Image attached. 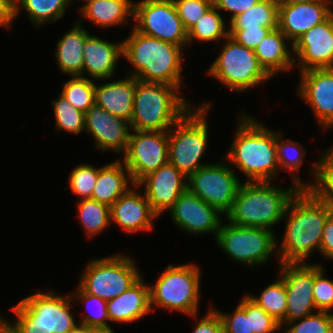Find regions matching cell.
Instances as JSON below:
<instances>
[{
    "label": "cell",
    "mask_w": 333,
    "mask_h": 333,
    "mask_svg": "<svg viewBox=\"0 0 333 333\" xmlns=\"http://www.w3.org/2000/svg\"><path fill=\"white\" fill-rule=\"evenodd\" d=\"M332 213L333 207L318 201L307 189H300L286 208L285 232L279 246L276 240L279 263H307L315 249L320 253L324 225Z\"/></svg>",
    "instance_id": "obj_1"
},
{
    "label": "cell",
    "mask_w": 333,
    "mask_h": 333,
    "mask_svg": "<svg viewBox=\"0 0 333 333\" xmlns=\"http://www.w3.org/2000/svg\"><path fill=\"white\" fill-rule=\"evenodd\" d=\"M241 114L225 160L246 176V182L273 181L280 170L276 153V131Z\"/></svg>",
    "instance_id": "obj_2"
},
{
    "label": "cell",
    "mask_w": 333,
    "mask_h": 333,
    "mask_svg": "<svg viewBox=\"0 0 333 333\" xmlns=\"http://www.w3.org/2000/svg\"><path fill=\"white\" fill-rule=\"evenodd\" d=\"M181 46L144 35L134 28L123 40V56L135 71L130 76L139 81L182 85Z\"/></svg>",
    "instance_id": "obj_3"
},
{
    "label": "cell",
    "mask_w": 333,
    "mask_h": 333,
    "mask_svg": "<svg viewBox=\"0 0 333 333\" xmlns=\"http://www.w3.org/2000/svg\"><path fill=\"white\" fill-rule=\"evenodd\" d=\"M272 181L242 182L231 209L225 214L231 224L271 230L283 220L290 200L301 189L296 184L282 189Z\"/></svg>",
    "instance_id": "obj_4"
},
{
    "label": "cell",
    "mask_w": 333,
    "mask_h": 333,
    "mask_svg": "<svg viewBox=\"0 0 333 333\" xmlns=\"http://www.w3.org/2000/svg\"><path fill=\"white\" fill-rule=\"evenodd\" d=\"M177 86L138 81L130 126L138 131H169L193 106Z\"/></svg>",
    "instance_id": "obj_5"
},
{
    "label": "cell",
    "mask_w": 333,
    "mask_h": 333,
    "mask_svg": "<svg viewBox=\"0 0 333 333\" xmlns=\"http://www.w3.org/2000/svg\"><path fill=\"white\" fill-rule=\"evenodd\" d=\"M71 302L70 294L50 290L34 293L11 308L16 315L11 325L18 333H67L78 324Z\"/></svg>",
    "instance_id": "obj_6"
},
{
    "label": "cell",
    "mask_w": 333,
    "mask_h": 333,
    "mask_svg": "<svg viewBox=\"0 0 333 333\" xmlns=\"http://www.w3.org/2000/svg\"><path fill=\"white\" fill-rule=\"evenodd\" d=\"M210 103L192 106L168 131L169 162L186 177L208 164L201 163L208 141Z\"/></svg>",
    "instance_id": "obj_7"
},
{
    "label": "cell",
    "mask_w": 333,
    "mask_h": 333,
    "mask_svg": "<svg viewBox=\"0 0 333 333\" xmlns=\"http://www.w3.org/2000/svg\"><path fill=\"white\" fill-rule=\"evenodd\" d=\"M200 268L193 263L168 265L150 288V305L196 318L200 299ZM154 305V306H153Z\"/></svg>",
    "instance_id": "obj_8"
},
{
    "label": "cell",
    "mask_w": 333,
    "mask_h": 333,
    "mask_svg": "<svg viewBox=\"0 0 333 333\" xmlns=\"http://www.w3.org/2000/svg\"><path fill=\"white\" fill-rule=\"evenodd\" d=\"M207 71L230 90L245 91L272 78L259 64L254 50L237 43L229 35Z\"/></svg>",
    "instance_id": "obj_9"
},
{
    "label": "cell",
    "mask_w": 333,
    "mask_h": 333,
    "mask_svg": "<svg viewBox=\"0 0 333 333\" xmlns=\"http://www.w3.org/2000/svg\"><path fill=\"white\" fill-rule=\"evenodd\" d=\"M136 266L133 258L121 254L92 259L82 272L78 285L85 293L108 301L125 292L141 278V272Z\"/></svg>",
    "instance_id": "obj_10"
},
{
    "label": "cell",
    "mask_w": 333,
    "mask_h": 333,
    "mask_svg": "<svg viewBox=\"0 0 333 333\" xmlns=\"http://www.w3.org/2000/svg\"><path fill=\"white\" fill-rule=\"evenodd\" d=\"M276 235L265 228L221 223L217 245L234 261L253 267L265 264L276 252Z\"/></svg>",
    "instance_id": "obj_11"
},
{
    "label": "cell",
    "mask_w": 333,
    "mask_h": 333,
    "mask_svg": "<svg viewBox=\"0 0 333 333\" xmlns=\"http://www.w3.org/2000/svg\"><path fill=\"white\" fill-rule=\"evenodd\" d=\"M133 28L150 37L181 46L188 45L187 30L173 0H142L133 4Z\"/></svg>",
    "instance_id": "obj_12"
},
{
    "label": "cell",
    "mask_w": 333,
    "mask_h": 333,
    "mask_svg": "<svg viewBox=\"0 0 333 333\" xmlns=\"http://www.w3.org/2000/svg\"><path fill=\"white\" fill-rule=\"evenodd\" d=\"M227 165L211 162L187 177V189L222 214L231 209L241 185L238 175Z\"/></svg>",
    "instance_id": "obj_13"
},
{
    "label": "cell",
    "mask_w": 333,
    "mask_h": 333,
    "mask_svg": "<svg viewBox=\"0 0 333 333\" xmlns=\"http://www.w3.org/2000/svg\"><path fill=\"white\" fill-rule=\"evenodd\" d=\"M134 131L130 133L121 161L137 185L145 176L169 161V146L168 131Z\"/></svg>",
    "instance_id": "obj_14"
},
{
    "label": "cell",
    "mask_w": 333,
    "mask_h": 333,
    "mask_svg": "<svg viewBox=\"0 0 333 333\" xmlns=\"http://www.w3.org/2000/svg\"><path fill=\"white\" fill-rule=\"evenodd\" d=\"M279 277L284 280L286 289V314L280 322L285 324L309 316L316 311L313 299V264L279 263Z\"/></svg>",
    "instance_id": "obj_15"
},
{
    "label": "cell",
    "mask_w": 333,
    "mask_h": 333,
    "mask_svg": "<svg viewBox=\"0 0 333 333\" xmlns=\"http://www.w3.org/2000/svg\"><path fill=\"white\" fill-rule=\"evenodd\" d=\"M172 220L177 228L191 234L214 233L216 239L222 219V214L197 195L186 189L169 209Z\"/></svg>",
    "instance_id": "obj_16"
},
{
    "label": "cell",
    "mask_w": 333,
    "mask_h": 333,
    "mask_svg": "<svg viewBox=\"0 0 333 333\" xmlns=\"http://www.w3.org/2000/svg\"><path fill=\"white\" fill-rule=\"evenodd\" d=\"M291 49L299 58L300 72L333 68V13L300 36Z\"/></svg>",
    "instance_id": "obj_17"
},
{
    "label": "cell",
    "mask_w": 333,
    "mask_h": 333,
    "mask_svg": "<svg viewBox=\"0 0 333 333\" xmlns=\"http://www.w3.org/2000/svg\"><path fill=\"white\" fill-rule=\"evenodd\" d=\"M298 93L311 108L319 124L333 127V68L300 72Z\"/></svg>",
    "instance_id": "obj_18"
},
{
    "label": "cell",
    "mask_w": 333,
    "mask_h": 333,
    "mask_svg": "<svg viewBox=\"0 0 333 333\" xmlns=\"http://www.w3.org/2000/svg\"><path fill=\"white\" fill-rule=\"evenodd\" d=\"M85 131L95 140V148L123 154L132 131L130 122L94 104L85 113Z\"/></svg>",
    "instance_id": "obj_19"
},
{
    "label": "cell",
    "mask_w": 333,
    "mask_h": 333,
    "mask_svg": "<svg viewBox=\"0 0 333 333\" xmlns=\"http://www.w3.org/2000/svg\"><path fill=\"white\" fill-rule=\"evenodd\" d=\"M153 211L160 216L169 210L187 189V177L169 161L158 170L145 176L138 184Z\"/></svg>",
    "instance_id": "obj_20"
},
{
    "label": "cell",
    "mask_w": 333,
    "mask_h": 333,
    "mask_svg": "<svg viewBox=\"0 0 333 333\" xmlns=\"http://www.w3.org/2000/svg\"><path fill=\"white\" fill-rule=\"evenodd\" d=\"M332 1L313 3L279 2L278 28L293 43L313 26L325 21L333 10Z\"/></svg>",
    "instance_id": "obj_21"
},
{
    "label": "cell",
    "mask_w": 333,
    "mask_h": 333,
    "mask_svg": "<svg viewBox=\"0 0 333 333\" xmlns=\"http://www.w3.org/2000/svg\"><path fill=\"white\" fill-rule=\"evenodd\" d=\"M130 188L110 206L111 223L115 222L126 233L151 231L153 219L159 217L151 208L145 193H140L138 185Z\"/></svg>",
    "instance_id": "obj_22"
},
{
    "label": "cell",
    "mask_w": 333,
    "mask_h": 333,
    "mask_svg": "<svg viewBox=\"0 0 333 333\" xmlns=\"http://www.w3.org/2000/svg\"><path fill=\"white\" fill-rule=\"evenodd\" d=\"M123 56V41L110 43L97 36L89 35L83 48V70L91 79L109 80L115 73L118 59Z\"/></svg>",
    "instance_id": "obj_23"
},
{
    "label": "cell",
    "mask_w": 333,
    "mask_h": 333,
    "mask_svg": "<svg viewBox=\"0 0 333 333\" xmlns=\"http://www.w3.org/2000/svg\"><path fill=\"white\" fill-rule=\"evenodd\" d=\"M136 77H127L115 81L105 82L102 85L95 84V104L108 113L131 120L137 82Z\"/></svg>",
    "instance_id": "obj_24"
},
{
    "label": "cell",
    "mask_w": 333,
    "mask_h": 333,
    "mask_svg": "<svg viewBox=\"0 0 333 333\" xmlns=\"http://www.w3.org/2000/svg\"><path fill=\"white\" fill-rule=\"evenodd\" d=\"M109 321L131 323L152 312L150 288L142 277L119 296L107 301Z\"/></svg>",
    "instance_id": "obj_25"
},
{
    "label": "cell",
    "mask_w": 333,
    "mask_h": 333,
    "mask_svg": "<svg viewBox=\"0 0 333 333\" xmlns=\"http://www.w3.org/2000/svg\"><path fill=\"white\" fill-rule=\"evenodd\" d=\"M286 35L279 29L271 30L254 49L259 64L271 76L290 70L296 63L293 52L289 51Z\"/></svg>",
    "instance_id": "obj_26"
},
{
    "label": "cell",
    "mask_w": 333,
    "mask_h": 333,
    "mask_svg": "<svg viewBox=\"0 0 333 333\" xmlns=\"http://www.w3.org/2000/svg\"><path fill=\"white\" fill-rule=\"evenodd\" d=\"M130 185H135L130 172L121 160H114L98 168L91 199L111 206L131 188Z\"/></svg>",
    "instance_id": "obj_27"
},
{
    "label": "cell",
    "mask_w": 333,
    "mask_h": 333,
    "mask_svg": "<svg viewBox=\"0 0 333 333\" xmlns=\"http://www.w3.org/2000/svg\"><path fill=\"white\" fill-rule=\"evenodd\" d=\"M90 34L82 27L81 20L59 39L56 45V63L62 73L69 76H82L83 48Z\"/></svg>",
    "instance_id": "obj_28"
},
{
    "label": "cell",
    "mask_w": 333,
    "mask_h": 333,
    "mask_svg": "<svg viewBox=\"0 0 333 333\" xmlns=\"http://www.w3.org/2000/svg\"><path fill=\"white\" fill-rule=\"evenodd\" d=\"M132 0H92L80 8V14L97 27L128 24L133 16Z\"/></svg>",
    "instance_id": "obj_29"
},
{
    "label": "cell",
    "mask_w": 333,
    "mask_h": 333,
    "mask_svg": "<svg viewBox=\"0 0 333 333\" xmlns=\"http://www.w3.org/2000/svg\"><path fill=\"white\" fill-rule=\"evenodd\" d=\"M279 0H261L229 21V29L278 28Z\"/></svg>",
    "instance_id": "obj_30"
},
{
    "label": "cell",
    "mask_w": 333,
    "mask_h": 333,
    "mask_svg": "<svg viewBox=\"0 0 333 333\" xmlns=\"http://www.w3.org/2000/svg\"><path fill=\"white\" fill-rule=\"evenodd\" d=\"M70 0H18L14 6V16L17 18L22 7L35 27L52 23L64 16Z\"/></svg>",
    "instance_id": "obj_31"
},
{
    "label": "cell",
    "mask_w": 333,
    "mask_h": 333,
    "mask_svg": "<svg viewBox=\"0 0 333 333\" xmlns=\"http://www.w3.org/2000/svg\"><path fill=\"white\" fill-rule=\"evenodd\" d=\"M310 173L314 175V181L307 183V190L318 200L333 207V145L323 152Z\"/></svg>",
    "instance_id": "obj_32"
},
{
    "label": "cell",
    "mask_w": 333,
    "mask_h": 333,
    "mask_svg": "<svg viewBox=\"0 0 333 333\" xmlns=\"http://www.w3.org/2000/svg\"><path fill=\"white\" fill-rule=\"evenodd\" d=\"M283 137V132L276 131V153L279 168L280 170L284 168V171L289 172L290 176L292 175V184H296L301 189H306L307 183L301 181V178L297 176L304 161L306 150L302 149V144Z\"/></svg>",
    "instance_id": "obj_33"
},
{
    "label": "cell",
    "mask_w": 333,
    "mask_h": 333,
    "mask_svg": "<svg viewBox=\"0 0 333 333\" xmlns=\"http://www.w3.org/2000/svg\"><path fill=\"white\" fill-rule=\"evenodd\" d=\"M78 217L88 238L97 236L111 224L110 206L88 198L77 202Z\"/></svg>",
    "instance_id": "obj_34"
},
{
    "label": "cell",
    "mask_w": 333,
    "mask_h": 333,
    "mask_svg": "<svg viewBox=\"0 0 333 333\" xmlns=\"http://www.w3.org/2000/svg\"><path fill=\"white\" fill-rule=\"evenodd\" d=\"M225 19L220 11L213 5L188 31V45L195 40L208 43L225 39L229 35Z\"/></svg>",
    "instance_id": "obj_35"
},
{
    "label": "cell",
    "mask_w": 333,
    "mask_h": 333,
    "mask_svg": "<svg viewBox=\"0 0 333 333\" xmlns=\"http://www.w3.org/2000/svg\"><path fill=\"white\" fill-rule=\"evenodd\" d=\"M79 111L86 113L95 104V83L88 77L72 76L60 93Z\"/></svg>",
    "instance_id": "obj_36"
},
{
    "label": "cell",
    "mask_w": 333,
    "mask_h": 333,
    "mask_svg": "<svg viewBox=\"0 0 333 333\" xmlns=\"http://www.w3.org/2000/svg\"><path fill=\"white\" fill-rule=\"evenodd\" d=\"M75 291L70 294L72 299H77L76 301H82V303L84 302L86 312H88L87 315L81 318L79 323L93 330L112 329L107 322L109 321L107 301L85 293L79 286Z\"/></svg>",
    "instance_id": "obj_37"
},
{
    "label": "cell",
    "mask_w": 333,
    "mask_h": 333,
    "mask_svg": "<svg viewBox=\"0 0 333 333\" xmlns=\"http://www.w3.org/2000/svg\"><path fill=\"white\" fill-rule=\"evenodd\" d=\"M278 280L270 283L260 294V296L248 295L249 298L258 306L263 308L269 315L273 316L277 321L281 322L285 318L286 289L284 280L280 277Z\"/></svg>",
    "instance_id": "obj_38"
},
{
    "label": "cell",
    "mask_w": 333,
    "mask_h": 333,
    "mask_svg": "<svg viewBox=\"0 0 333 333\" xmlns=\"http://www.w3.org/2000/svg\"><path fill=\"white\" fill-rule=\"evenodd\" d=\"M52 104L58 132L65 130L78 135L85 131V113L71 105L61 94Z\"/></svg>",
    "instance_id": "obj_39"
},
{
    "label": "cell",
    "mask_w": 333,
    "mask_h": 333,
    "mask_svg": "<svg viewBox=\"0 0 333 333\" xmlns=\"http://www.w3.org/2000/svg\"><path fill=\"white\" fill-rule=\"evenodd\" d=\"M284 326L283 333H333V312L316 311Z\"/></svg>",
    "instance_id": "obj_40"
},
{
    "label": "cell",
    "mask_w": 333,
    "mask_h": 333,
    "mask_svg": "<svg viewBox=\"0 0 333 333\" xmlns=\"http://www.w3.org/2000/svg\"><path fill=\"white\" fill-rule=\"evenodd\" d=\"M97 176L98 168L92 165L84 163L76 166L69 175L70 190L81 199L91 198Z\"/></svg>",
    "instance_id": "obj_41"
},
{
    "label": "cell",
    "mask_w": 333,
    "mask_h": 333,
    "mask_svg": "<svg viewBox=\"0 0 333 333\" xmlns=\"http://www.w3.org/2000/svg\"><path fill=\"white\" fill-rule=\"evenodd\" d=\"M221 318L224 333H254L250 324V298L245 295L233 313L215 309Z\"/></svg>",
    "instance_id": "obj_42"
},
{
    "label": "cell",
    "mask_w": 333,
    "mask_h": 333,
    "mask_svg": "<svg viewBox=\"0 0 333 333\" xmlns=\"http://www.w3.org/2000/svg\"><path fill=\"white\" fill-rule=\"evenodd\" d=\"M323 264H313V299L318 311L333 309V281L325 278Z\"/></svg>",
    "instance_id": "obj_43"
},
{
    "label": "cell",
    "mask_w": 333,
    "mask_h": 333,
    "mask_svg": "<svg viewBox=\"0 0 333 333\" xmlns=\"http://www.w3.org/2000/svg\"><path fill=\"white\" fill-rule=\"evenodd\" d=\"M173 2L187 31L214 5V0H173Z\"/></svg>",
    "instance_id": "obj_44"
},
{
    "label": "cell",
    "mask_w": 333,
    "mask_h": 333,
    "mask_svg": "<svg viewBox=\"0 0 333 333\" xmlns=\"http://www.w3.org/2000/svg\"><path fill=\"white\" fill-rule=\"evenodd\" d=\"M250 324L251 332L275 333L281 330L280 322L269 315L263 308L250 299Z\"/></svg>",
    "instance_id": "obj_45"
},
{
    "label": "cell",
    "mask_w": 333,
    "mask_h": 333,
    "mask_svg": "<svg viewBox=\"0 0 333 333\" xmlns=\"http://www.w3.org/2000/svg\"><path fill=\"white\" fill-rule=\"evenodd\" d=\"M273 29L268 27L228 29L229 36L237 43L254 50L266 35Z\"/></svg>",
    "instance_id": "obj_46"
},
{
    "label": "cell",
    "mask_w": 333,
    "mask_h": 333,
    "mask_svg": "<svg viewBox=\"0 0 333 333\" xmlns=\"http://www.w3.org/2000/svg\"><path fill=\"white\" fill-rule=\"evenodd\" d=\"M200 319L192 333H224L221 318L212 305Z\"/></svg>",
    "instance_id": "obj_47"
},
{
    "label": "cell",
    "mask_w": 333,
    "mask_h": 333,
    "mask_svg": "<svg viewBox=\"0 0 333 333\" xmlns=\"http://www.w3.org/2000/svg\"><path fill=\"white\" fill-rule=\"evenodd\" d=\"M261 0H214V6L220 10L231 13L230 21L237 15L247 11Z\"/></svg>",
    "instance_id": "obj_48"
},
{
    "label": "cell",
    "mask_w": 333,
    "mask_h": 333,
    "mask_svg": "<svg viewBox=\"0 0 333 333\" xmlns=\"http://www.w3.org/2000/svg\"><path fill=\"white\" fill-rule=\"evenodd\" d=\"M320 253L333 260V213L327 218L321 238Z\"/></svg>",
    "instance_id": "obj_49"
},
{
    "label": "cell",
    "mask_w": 333,
    "mask_h": 333,
    "mask_svg": "<svg viewBox=\"0 0 333 333\" xmlns=\"http://www.w3.org/2000/svg\"><path fill=\"white\" fill-rule=\"evenodd\" d=\"M14 19V6L7 0H0V26L10 29Z\"/></svg>",
    "instance_id": "obj_50"
},
{
    "label": "cell",
    "mask_w": 333,
    "mask_h": 333,
    "mask_svg": "<svg viewBox=\"0 0 333 333\" xmlns=\"http://www.w3.org/2000/svg\"><path fill=\"white\" fill-rule=\"evenodd\" d=\"M93 329L86 327L83 324L78 323L72 330L67 333H92Z\"/></svg>",
    "instance_id": "obj_51"
},
{
    "label": "cell",
    "mask_w": 333,
    "mask_h": 333,
    "mask_svg": "<svg viewBox=\"0 0 333 333\" xmlns=\"http://www.w3.org/2000/svg\"><path fill=\"white\" fill-rule=\"evenodd\" d=\"M0 333H18V331L8 321L1 329Z\"/></svg>",
    "instance_id": "obj_52"
},
{
    "label": "cell",
    "mask_w": 333,
    "mask_h": 333,
    "mask_svg": "<svg viewBox=\"0 0 333 333\" xmlns=\"http://www.w3.org/2000/svg\"><path fill=\"white\" fill-rule=\"evenodd\" d=\"M319 1H333V0H279V2H292V3H313Z\"/></svg>",
    "instance_id": "obj_53"
},
{
    "label": "cell",
    "mask_w": 333,
    "mask_h": 333,
    "mask_svg": "<svg viewBox=\"0 0 333 333\" xmlns=\"http://www.w3.org/2000/svg\"><path fill=\"white\" fill-rule=\"evenodd\" d=\"M95 333H115L113 329L95 330Z\"/></svg>",
    "instance_id": "obj_54"
},
{
    "label": "cell",
    "mask_w": 333,
    "mask_h": 333,
    "mask_svg": "<svg viewBox=\"0 0 333 333\" xmlns=\"http://www.w3.org/2000/svg\"><path fill=\"white\" fill-rule=\"evenodd\" d=\"M8 322V320L0 316V329Z\"/></svg>",
    "instance_id": "obj_55"
},
{
    "label": "cell",
    "mask_w": 333,
    "mask_h": 333,
    "mask_svg": "<svg viewBox=\"0 0 333 333\" xmlns=\"http://www.w3.org/2000/svg\"><path fill=\"white\" fill-rule=\"evenodd\" d=\"M7 1H9L13 6H15L18 0H7Z\"/></svg>",
    "instance_id": "obj_56"
},
{
    "label": "cell",
    "mask_w": 333,
    "mask_h": 333,
    "mask_svg": "<svg viewBox=\"0 0 333 333\" xmlns=\"http://www.w3.org/2000/svg\"><path fill=\"white\" fill-rule=\"evenodd\" d=\"M85 3L81 6V8L85 5V4H87L88 2H90V1H92V0H83ZM70 2L72 3L73 2V0H70Z\"/></svg>",
    "instance_id": "obj_57"
}]
</instances>
